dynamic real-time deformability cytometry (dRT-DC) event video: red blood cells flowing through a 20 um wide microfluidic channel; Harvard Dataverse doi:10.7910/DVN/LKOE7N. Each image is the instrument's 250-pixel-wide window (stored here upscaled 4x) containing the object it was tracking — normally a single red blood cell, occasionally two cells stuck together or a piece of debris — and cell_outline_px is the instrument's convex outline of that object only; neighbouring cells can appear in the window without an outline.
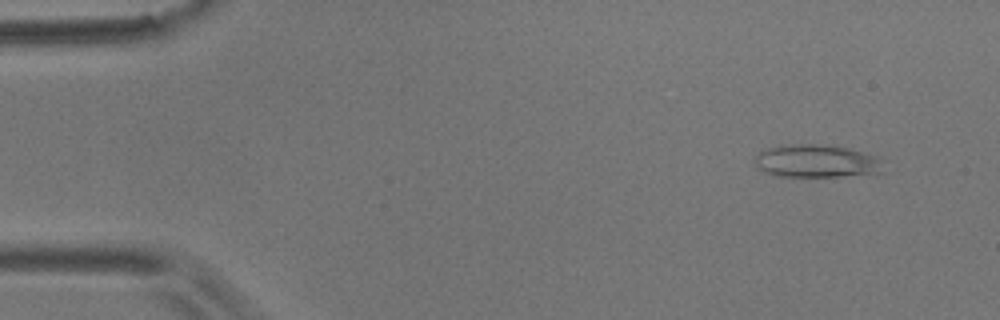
{"species": "common noctule bat (a hibernating species)", "species_latin": "Nyctalus noctula", "temperature_condition": "room temperature", "stored_images_in_passage": 57, "camera_frame_rate_fps": 3000, "um_per_image_px": 0.085, "animal": {"sex": "male", "body_mass_g": 17.9}, "frame": {"image": 1, "passage_image": 5, "time_ms": 1.333, "image_size_px": [1000, 320], "cell_outline_px": [[884, 172], [836, 176], [776, 176], [760, 168], [756, 164], [756, 156], [760, 152], [768, 148], [780, 144], [812, 144], [848, 148], [872, 156]], "centroid_in_image_um": [69.3, 13.69], "position_along_channel_um": 15.7, "area_um2": 23.7}}
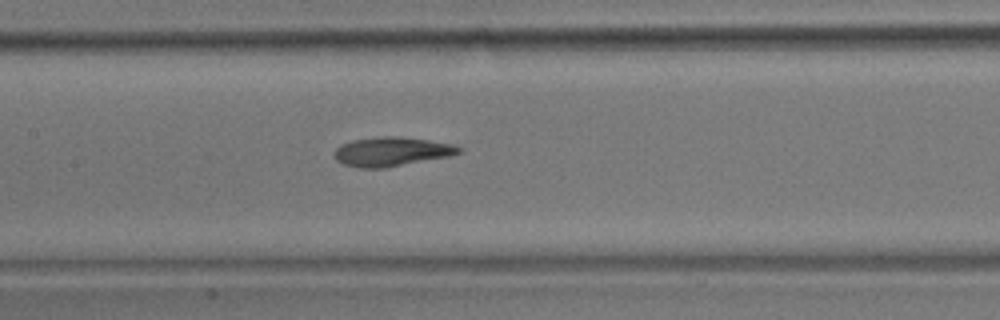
{"frame": {"image": 2, "passage_image": 27, "time_ms": 8.667, "image_size_px": [1000, 320], "cell_outline_px": [[460, 152], [452, 156], [384, 168], [360, 168], [344, 164], [336, 160], [332, 152], [340, 144], [352, 140], [380, 136], [400, 136], [428, 140], [448, 144], [460, 148]], "centroid_in_image_um": [33.22, 12.89], "position_along_channel_um": 174.2, "area_um2": 21.15}}
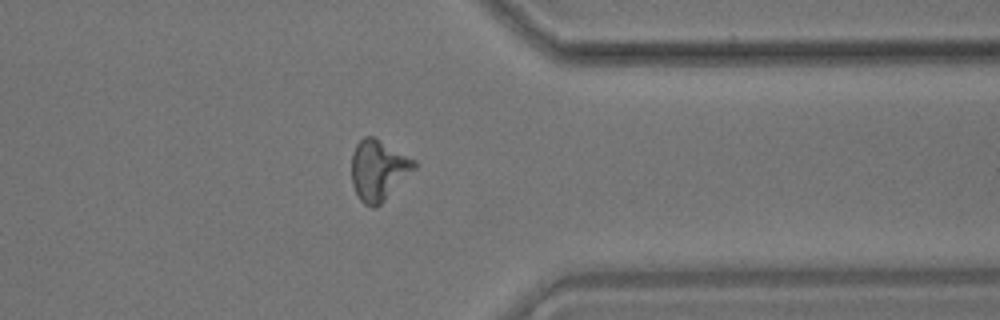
{"frame": {"image": 3, "passage_image": 45, "time_ms": 14.667, "image_size_px": [1000, 320], "cell_outline_px": [[416, 168], [380, 204], [372, 208], [364, 204], [360, 200], [352, 184], [352, 152], [356, 144], [364, 136], [372, 136], [416, 160]], "centroid_in_image_um": [32.15, 14.45], "position_along_channel_um": 379.2, "area_um2": 21.85}, "authors_computed_cell_mechanics": {"area_um2": 21.1548, "velocity_mm_per_s": 3.5416, "shape_relaxation_time_tau1_ms": 6.4072, "shape_relaxation_time_tau2_ms": 3.6345, "deformation_change_tau1": 0.1878, "deformation_change_tau2": 0.1113}}